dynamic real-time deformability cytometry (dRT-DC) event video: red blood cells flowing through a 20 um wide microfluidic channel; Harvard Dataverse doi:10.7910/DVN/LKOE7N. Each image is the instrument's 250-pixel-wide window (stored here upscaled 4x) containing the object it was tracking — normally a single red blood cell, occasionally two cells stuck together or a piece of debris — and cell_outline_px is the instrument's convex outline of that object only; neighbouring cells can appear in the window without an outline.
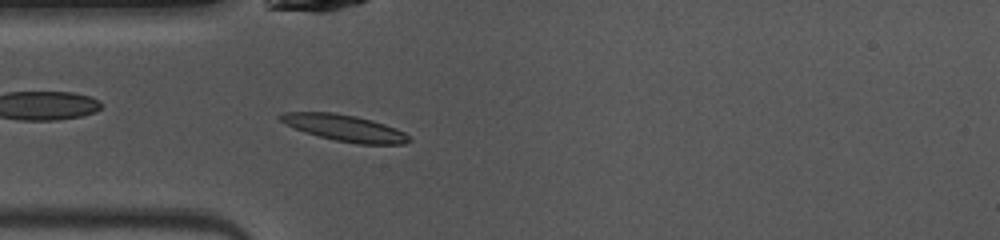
{"species": "common noctule bat (a hibernating species)", "species_latin": "Nyctalus noctula", "temperature_condition": "warm", "stored_images_in_passage": 37, "camera_frame_rate_fps": 3000, "um_per_image_px": 0.085, "animal": {"sex": "female", "body_mass_g": 10.0, "forearm_length_mm": 53.1}, "frame": {"image": 1, "passage_image": 2, "time_ms": 0.333, "image_size_px": [1000, 240], "cell_outline_px": [[412, 140], [404, 144], [356, 144], [336, 140], [304, 132], [284, 124], [276, 116], [284, 112], [332, 112], [356, 116], [372, 120], [396, 128], [404, 132]], "centroid_in_image_um": [29.27, 10.87], "position_along_channel_um": 55.7, "area_um2": 19.83}}
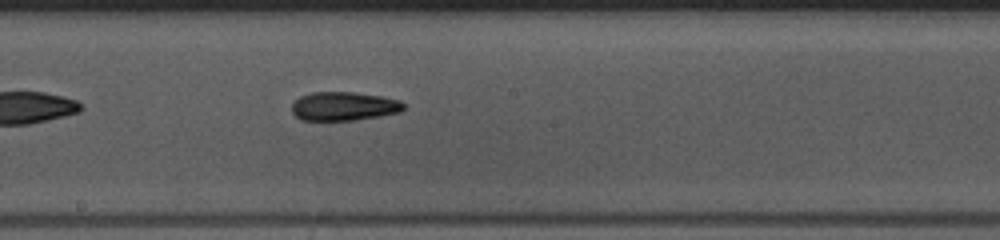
{"frame": {"image": 2, "passage_image": 14, "time_ms": 4.333, "image_size_px": [1000, 240], "cell_outline_px": [[404, 108], [400, 112], [380, 116], [356, 120], [300, 120], [292, 112], [292, 104], [300, 96], [312, 92], [352, 92], [384, 96], [400, 100], [404, 104]], "centroid_in_image_um": [29.24, 9.03], "position_along_channel_um": 219.0, "area_um2": 18.84}}
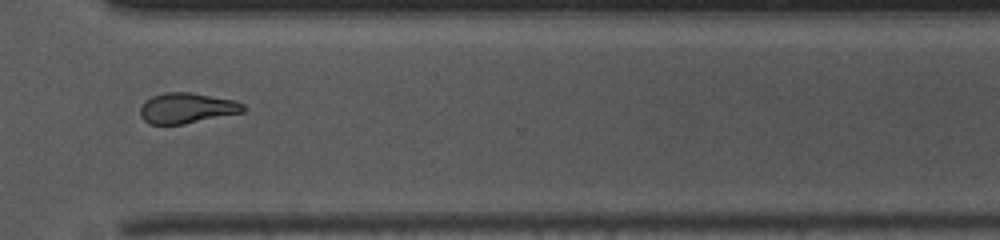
{"frame": {"image": 3, "passage_image": 24, "time_ms": 7.667, "image_size_px": [1000, 240], "cell_outline_px": [[248, 108], [244, 112], [184, 124], [148, 124], [140, 116], [140, 108], [144, 100], [152, 96], [164, 92], [188, 92], [236, 100], [244, 104]], "centroid_in_image_um": [15.89, 9.18], "position_along_channel_um": 354.7, "area_um2": 18.5}, "authors_computed_cell_mechanics": {"area_um2": 18.785, "velocity_mm_per_s": 4.0878, "shape_relaxation_time_tau1_ms": 4.9529, "shape_relaxation_time_tau2_ms": 5.1762, "deformation_change_tau1": 0.1716, "deformation_change_tau2": 0.1261}}